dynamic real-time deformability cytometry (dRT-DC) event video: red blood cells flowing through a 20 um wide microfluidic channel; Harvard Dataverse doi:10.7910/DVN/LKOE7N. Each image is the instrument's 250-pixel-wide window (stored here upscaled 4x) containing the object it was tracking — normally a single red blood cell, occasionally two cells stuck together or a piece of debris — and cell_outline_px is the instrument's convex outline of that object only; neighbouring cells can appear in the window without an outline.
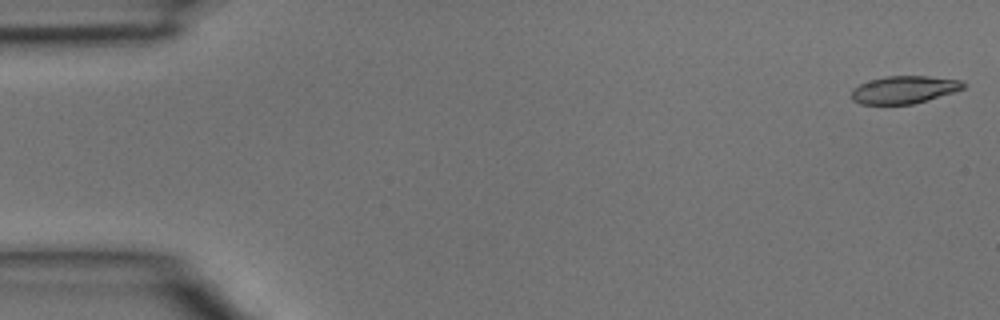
{"species": "common noctule bat (a hibernating species)", "species_latin": "Nyctalus noctula", "temperature_condition": "room temperature", "stored_images_in_passage": 3, "camera_frame_rate_fps": 3000, "um_per_image_px": 0.085, "animal": {"sex": "male", "body_mass_g": 15.6}, "frame": {"image": 1, "passage_image": 1, "time_ms": 0.0, "image_size_px": [1000, 320], "cell_outline_px": [[968, 84], [964, 88], [952, 92], [912, 104], [860, 104], [852, 100], [852, 88], [860, 84], [884, 76], [928, 76], [964, 80]], "centroid_in_image_um": [76.87, 7.61], "position_along_channel_um": 8.1, "area_um2": 17.92}}
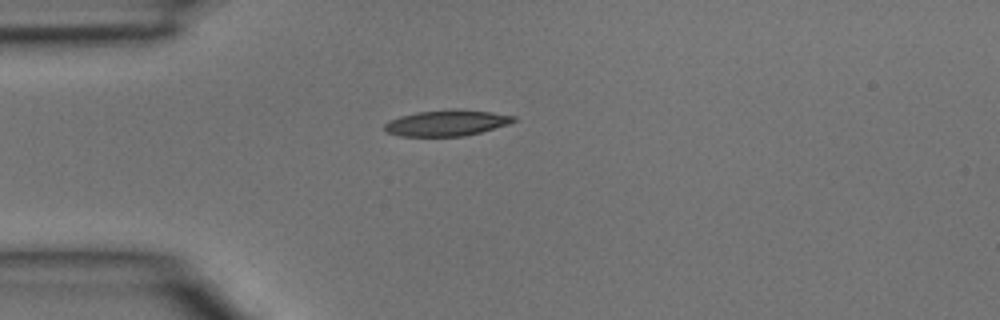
{"frame": {"image": 2, "passage_image": 3, "time_ms": 0.667, "image_size_px": [1000, 320], "cell_outline_px": [[516, 120], [508, 124], [480, 132], [464, 136], [400, 136], [388, 132], [384, 128], [384, 124], [388, 120], [400, 116], [416, 112], [456, 108], [492, 112], [516, 116]], "centroid_in_image_um": [37.96, 10.44], "position_along_channel_um": 47.0, "area_um2": 19.59}}